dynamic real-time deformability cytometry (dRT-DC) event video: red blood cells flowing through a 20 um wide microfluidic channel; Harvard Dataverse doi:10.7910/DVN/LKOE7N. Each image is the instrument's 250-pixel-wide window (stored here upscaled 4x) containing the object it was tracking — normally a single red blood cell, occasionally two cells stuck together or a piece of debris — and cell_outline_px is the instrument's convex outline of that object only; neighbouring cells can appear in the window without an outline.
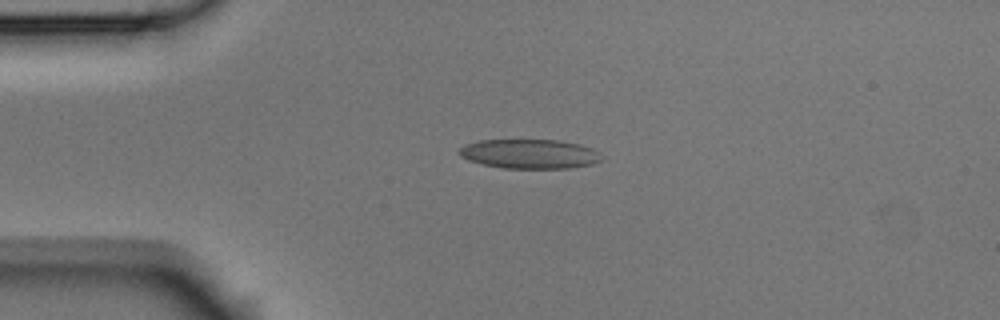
{"species": "Egyptian fruit bat (a non-hibernating species)", "species_latin": "Rousettus aegyptiacus", "temperature_condition": "room temperature", "stored_images_in_passage": 5, "camera_frame_rate_fps": 3000, "um_per_image_px": 0.085, "animal": {"sex": "male"}, "frame": {"image": 1, "passage_image": 3, "time_ms": 0.667, "image_size_px": [1000, 320], "cell_outline_px": [[604, 156], [600, 160], [592, 164], [568, 168], [504, 168], [484, 164], [468, 160], [460, 156], [456, 152], [464, 144], [480, 140], [560, 140], [580, 144], [592, 148], [600, 152]], "centroid_in_image_um": [45.02, 13.07], "position_along_channel_um": 40.0, "area_um2": 24.51}}
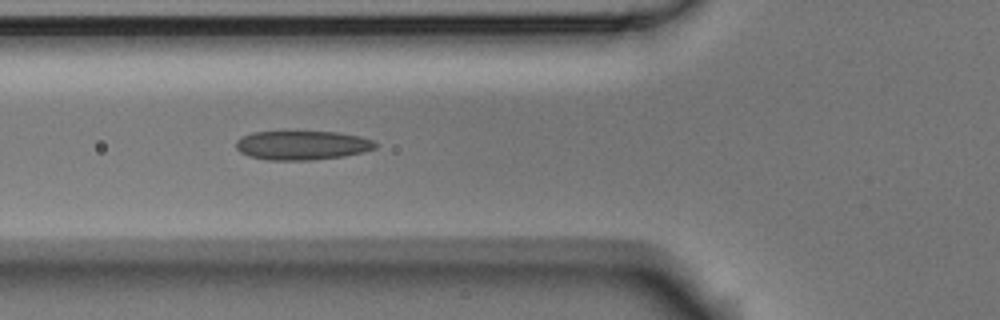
{"frame": {"image": 2, "passage_image": 5, "time_ms": 1.333, "image_size_px": [1000, 320], "cell_outline_px": [[376, 148], [344, 156], [312, 160], [268, 160], [248, 156], [240, 152], [236, 148], [236, 140], [240, 136], [252, 132], [336, 132], [360, 136], [372, 140], [376, 144]], "centroid_in_image_um": [25.63, 12.35], "position_along_channel_um": 100.2, "area_um2": 23.58}}